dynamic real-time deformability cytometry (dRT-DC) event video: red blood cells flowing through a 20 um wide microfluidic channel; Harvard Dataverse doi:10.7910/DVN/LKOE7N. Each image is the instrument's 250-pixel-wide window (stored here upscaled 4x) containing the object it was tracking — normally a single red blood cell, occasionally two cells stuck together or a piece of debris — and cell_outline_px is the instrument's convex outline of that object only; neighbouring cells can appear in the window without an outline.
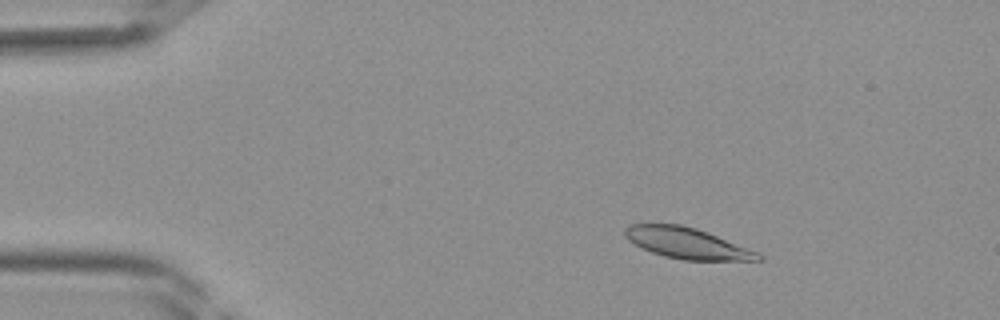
{"species": "Egyptian fruit bat (a non-hibernating species)", "species_latin": "Rousettus aegyptiacus", "temperature_condition": "room temperature", "stored_images_in_passage": 40, "camera_frame_rate_fps": 3000, "um_per_image_px": 0.085, "frame": {"image": 1, "passage_image": 6, "time_ms": 1.667, "image_size_px": [1000, 320], "cell_outline_px": [[764, 260], [684, 260], [664, 256], [640, 248], [628, 240], [624, 236], [624, 228], [628, 224], [680, 224], [696, 228], [760, 252], [764, 256]], "centroid_in_image_um": [58.39, 20.67], "position_along_channel_um": 26.6, "area_um2": 24.16}}
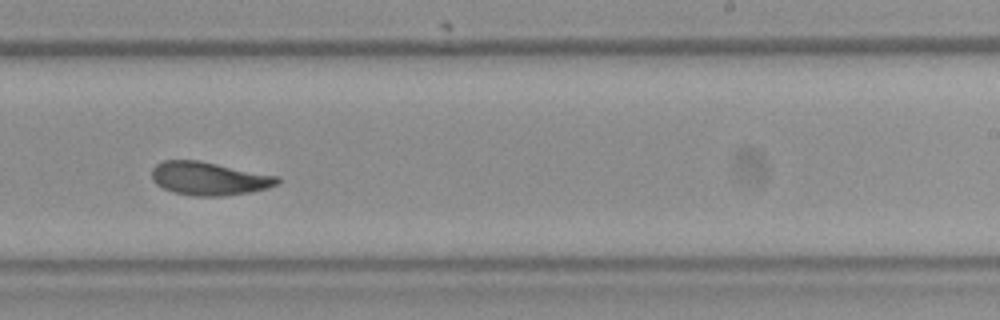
{"frame": {"image": 2, "passage_image": 25, "time_ms": 8.0, "image_size_px": [1000, 320], "cell_outline_px": [[280, 180], [276, 184], [268, 188], [248, 192], [220, 196], [192, 196], [172, 192], [156, 184], [152, 180], [152, 168], [156, 164], [164, 160], [200, 160], [280, 176]], "centroid_in_image_um": [17.76, 15.16], "position_along_channel_um": 271.2, "area_um2": 24.51}}
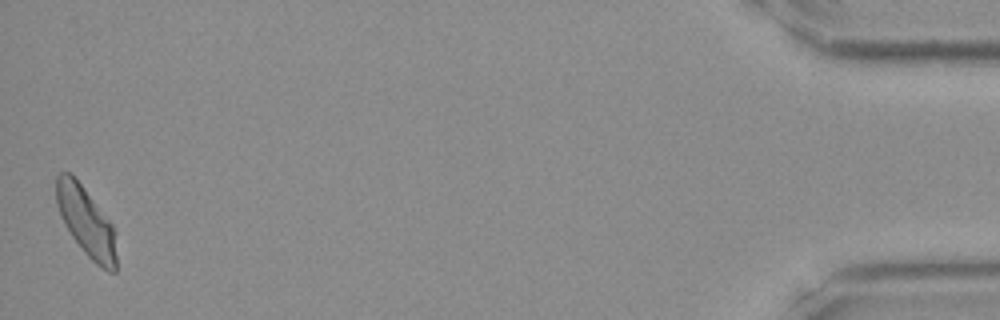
{"frame": {"image": 3, "passage_image": 40, "time_ms": 13.0, "image_size_px": [1000, 320], "cell_outline_px": [[116, 272], [108, 272], [96, 264], [84, 252], [72, 236], [64, 224], [60, 216], [56, 204], [56, 176], [60, 172], [72, 172], [112, 224], [116, 256]], "centroid_in_image_um": [7.29, 18.81], "position_along_channel_um": 427.9, "area_um2": 24.1}}